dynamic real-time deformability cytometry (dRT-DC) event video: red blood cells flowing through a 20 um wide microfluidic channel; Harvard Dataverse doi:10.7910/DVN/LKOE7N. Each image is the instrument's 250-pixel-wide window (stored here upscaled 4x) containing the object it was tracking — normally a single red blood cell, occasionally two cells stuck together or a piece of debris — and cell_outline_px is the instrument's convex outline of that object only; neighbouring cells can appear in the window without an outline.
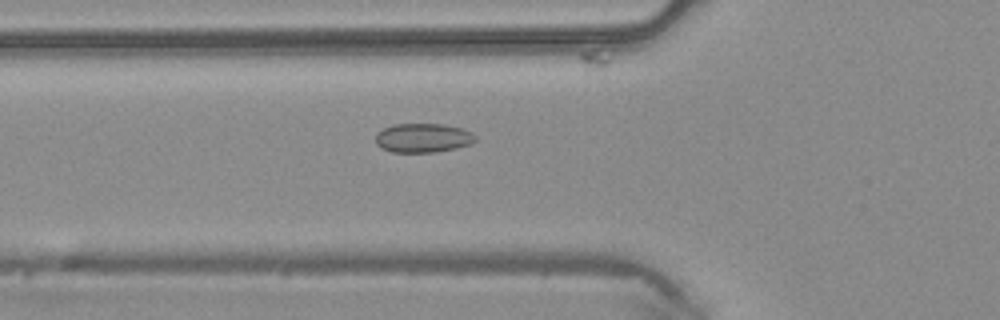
{"species": "common noctule bat (a hibernating species)", "species_latin": "Nyctalus noctula", "temperature_condition": "warm", "stored_images_in_passage": 38, "camera_frame_rate_fps": 3000, "um_per_image_px": 0.085, "animal": {"sex": "male", "body_mass_g": 20.4}, "frame": {"image": 1, "passage_image": 8, "time_ms": 2.333, "image_size_px": [1000, 320], "cell_outline_px": [[476, 140], [472, 144], [456, 148], [432, 152], [392, 152], [380, 148], [376, 144], [376, 132], [392, 124], [444, 124], [460, 128], [472, 132], [476, 136]], "centroid_in_image_um": [35.94, 11.72], "position_along_channel_um": 89.9, "area_um2": 17.05}}
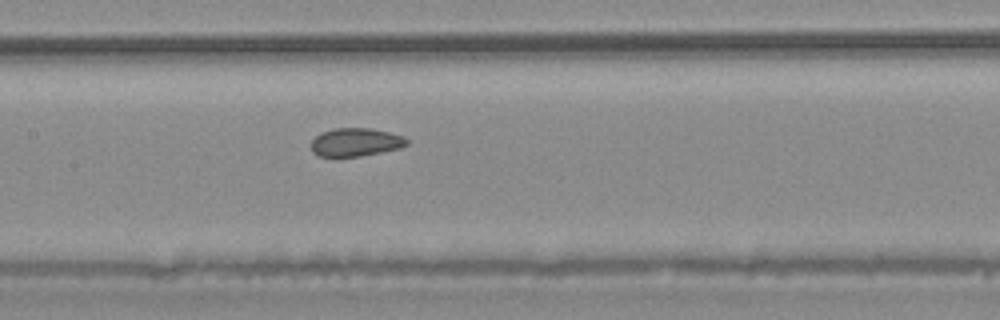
{"frame": {"image": 2, "passage_image": 14, "time_ms": 4.333, "image_size_px": [1000, 320], "cell_outline_px": [[408, 144], [400, 148], [360, 156], [320, 156], [312, 152], [312, 140], [320, 132], [332, 128], [372, 128], [404, 136], [408, 140]], "centroid_in_image_um": [30.23, 12.07], "position_along_channel_um": 177.2, "area_um2": 15.72}}
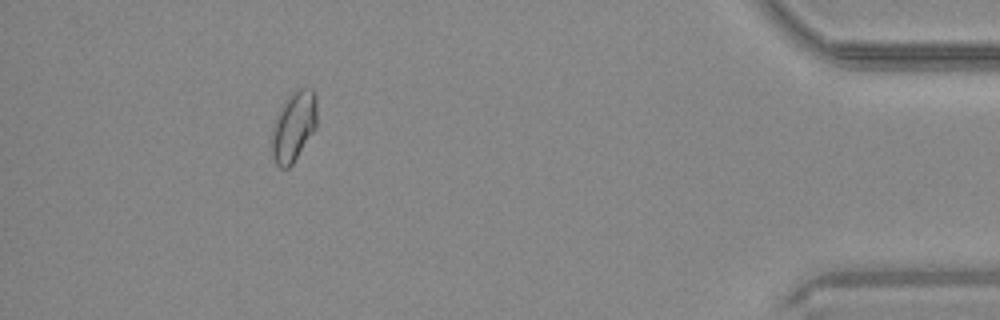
{"frame": {"image": 3, "passage_image": 34, "time_ms": 11.0, "image_size_px": [1000, 320], "cell_outline_px": [[316, 128], [292, 164], [288, 168], [280, 168], [276, 164], [272, 156], [272, 124], [284, 100], [296, 88], [312, 88], [316, 96]], "centroid_in_image_um": [24.95, 10.72], "position_along_channel_um": 410.2, "area_um2": 18.55}}